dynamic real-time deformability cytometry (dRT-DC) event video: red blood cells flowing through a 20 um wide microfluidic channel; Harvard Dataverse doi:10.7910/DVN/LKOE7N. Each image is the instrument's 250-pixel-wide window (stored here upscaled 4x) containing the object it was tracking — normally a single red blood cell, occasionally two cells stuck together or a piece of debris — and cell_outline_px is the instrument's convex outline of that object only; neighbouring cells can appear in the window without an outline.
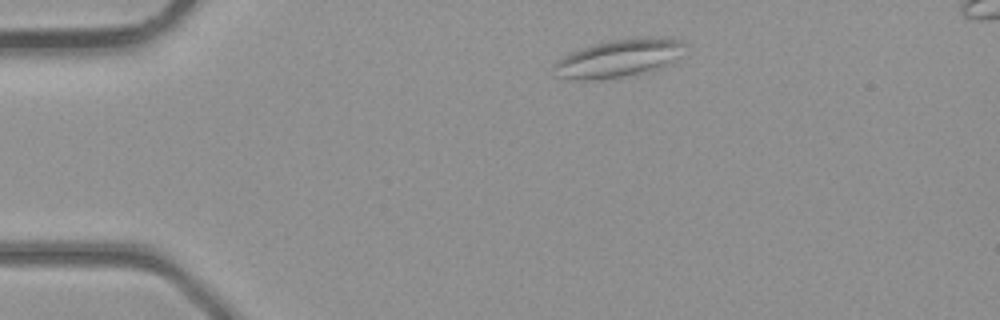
{"species": "common noctule bat (a hibernating species)", "species_latin": "Nyctalus noctula", "temperature_condition": "room temperature", "stored_images_in_passage": 34, "camera_frame_rate_fps": 3000, "um_per_image_px": 0.085, "animal": {"sex": "male", "body_mass_g": 23.1, "forearm_length_mm": 52.7}, "frame": {"image": 1, "passage_image": 2, "time_ms": 0.333, "image_size_px": [1000, 320], "cell_outline_px": [[688, 44], [676, 60], [672, 64], [652, 72], [636, 76], [596, 80], [576, 80], [556, 76], [552, 64], [556, 60], [572, 52], [596, 44], [612, 40], [644, 36], [668, 36], [680, 40]], "centroid_in_image_um": [52.7, 4.96], "position_along_channel_um": 32.3, "area_um2": 29.88}}
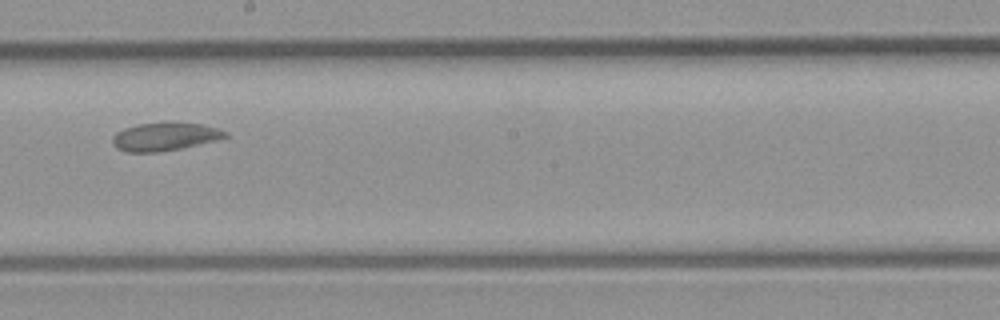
{"frame": {"image": 2, "passage_image": 17, "time_ms": 5.333, "image_size_px": [1000, 320], "cell_outline_px": [[228, 136], [216, 140], [200, 144], [180, 148], [156, 152], [128, 152], [116, 148], [112, 144], [112, 136], [116, 132], [124, 128], [140, 124], [200, 124], [220, 128], [228, 132]], "centroid_in_image_um": [13.99, 11.64], "position_along_channel_um": 234.2, "area_um2": 18.03}}
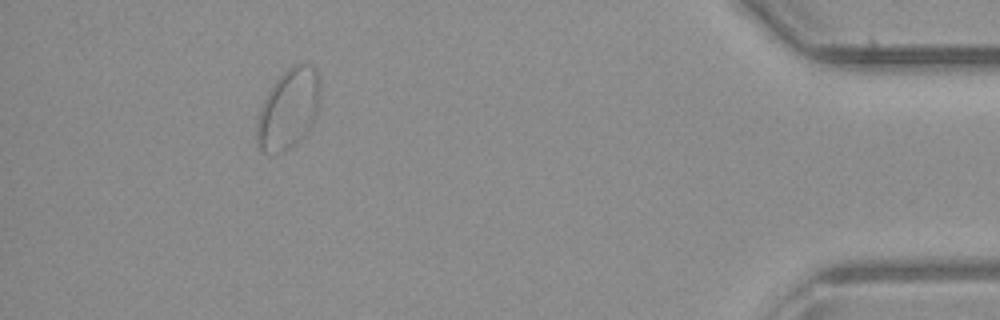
{"frame": {"image": 3, "passage_image": 31, "time_ms": 10.0, "image_size_px": [1000, 320], "cell_outline_px": [[320, 104], [316, 116], [312, 124], [300, 140], [296, 144], [284, 152], [260, 152], [256, 144], [256, 124], [260, 108], [268, 92], [276, 80], [288, 68], [304, 60], [316, 72], [320, 84]], "centroid_in_image_um": [24.52, 9.28], "position_along_channel_um": 410.7, "area_um2": 29.77}}